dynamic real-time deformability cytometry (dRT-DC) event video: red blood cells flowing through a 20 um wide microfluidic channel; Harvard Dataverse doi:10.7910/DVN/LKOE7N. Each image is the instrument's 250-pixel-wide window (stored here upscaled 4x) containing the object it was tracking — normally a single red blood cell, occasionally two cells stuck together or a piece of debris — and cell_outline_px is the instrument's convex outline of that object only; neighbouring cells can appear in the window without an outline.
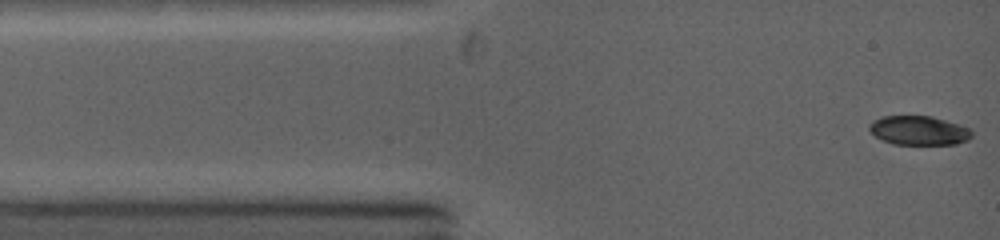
{"species": "common noctule bat (a hibernating species)", "species_latin": "Nyctalus noctula", "temperature_condition": "warm", "stored_images_in_passage": 99, "camera_frame_rate_fps": 5000, "um_per_image_px": 0.085, "animal": {"sex": "female", "body_mass_g": 19.0, "forearm_length_mm": 53.3}, "frame": {"image": 1, "passage_image": 1, "time_ms": 0.0, "image_size_px": [1000, 240], "cell_outline_px": [[972, 136], [968, 140], [956, 144], [892, 144], [876, 136], [868, 128], [868, 124], [872, 120], [880, 116], [932, 116], [972, 128]], "centroid_in_image_um": [78.11, 11.08], "position_along_channel_um": 6.9, "area_um2": 17.51}}
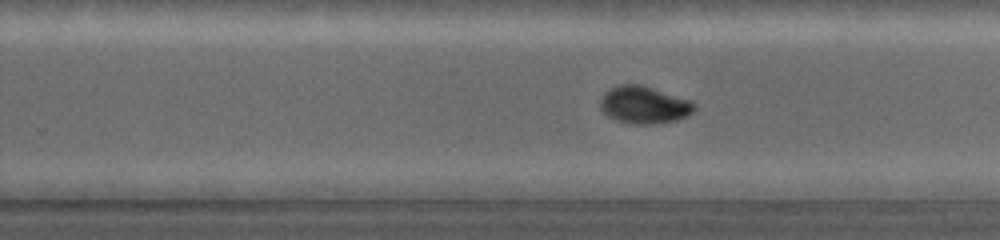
{"frame": {"image": 2, "passage_image": 51, "time_ms": 7.4, "image_size_px": [1000, 240], "cell_outline_px": [[696, 108], [688, 116], [676, 120], [660, 124], [632, 124], [616, 120], [608, 116], [600, 108], [600, 100], [612, 88], [620, 84], [640, 84], [692, 100], [696, 104]], "centroid_in_image_um": [54.8, 8.93], "position_along_channel_um": 275.0, "area_um2": 20.52}}
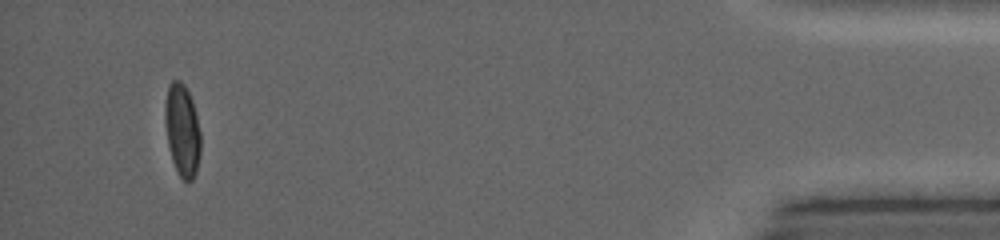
{"frame": {"image": 3, "passage_image": 86, "time_ms": 12.8, "image_size_px": [1000, 240], "cell_outline_px": [[200, 152], [196, 172], [192, 180], [188, 184], [180, 176], [172, 160], [168, 148], [164, 120], [164, 104], [168, 84], [172, 80], [180, 80], [184, 84], [192, 100], [200, 132]], "centroid_in_image_um": [15.46, 11.05], "position_along_channel_um": 419.7, "area_um2": 19.36}, "authors_computed_cell_mechanics": {"area_um2": 19.1896, "velocity_mm_per_s": 4.3913, "shape_relaxation_time_tau1_ms": 4.7755, "shape_relaxation_time_tau2_ms": null, "deformation_change_tau1": 0.1971, "deformation_change_tau2": null}}